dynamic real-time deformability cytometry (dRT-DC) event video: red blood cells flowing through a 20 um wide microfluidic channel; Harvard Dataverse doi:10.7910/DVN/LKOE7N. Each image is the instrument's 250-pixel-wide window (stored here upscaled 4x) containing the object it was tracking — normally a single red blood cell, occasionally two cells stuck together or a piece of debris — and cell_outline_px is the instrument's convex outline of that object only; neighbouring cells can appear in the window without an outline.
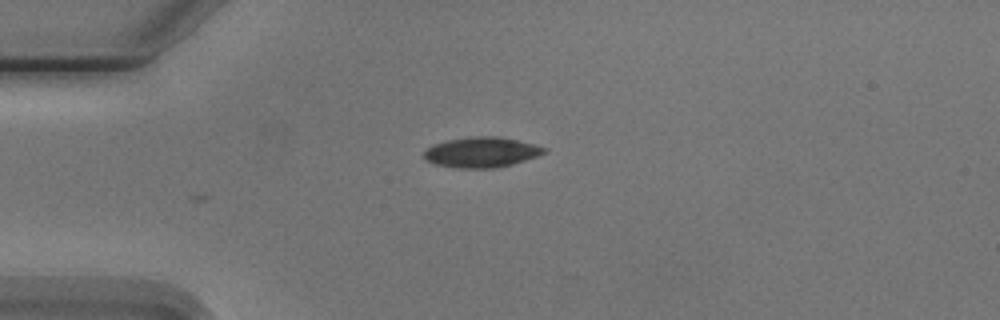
{"species": "Egyptian fruit bat (a non-hibernating species)", "species_latin": "Rousettus aegyptiacus", "temperature_condition": "cold", "stored_images_in_passage": 4, "camera_frame_rate_fps": 3000, "um_per_image_px": 0.085, "animal": {"sex": "male"}, "frame": {"image": 1, "passage_image": 4, "time_ms": 4.333, "image_size_px": [1000, 320], "cell_outline_px": [[548, 152], [512, 164], [496, 168], [456, 168], [436, 164], [424, 160], [424, 152], [432, 144], [448, 140], [476, 136], [496, 136], [536, 144], [548, 148]], "centroid_in_image_um": [40.94, 12.94], "position_along_channel_um": 44.1, "area_um2": 21.21}}